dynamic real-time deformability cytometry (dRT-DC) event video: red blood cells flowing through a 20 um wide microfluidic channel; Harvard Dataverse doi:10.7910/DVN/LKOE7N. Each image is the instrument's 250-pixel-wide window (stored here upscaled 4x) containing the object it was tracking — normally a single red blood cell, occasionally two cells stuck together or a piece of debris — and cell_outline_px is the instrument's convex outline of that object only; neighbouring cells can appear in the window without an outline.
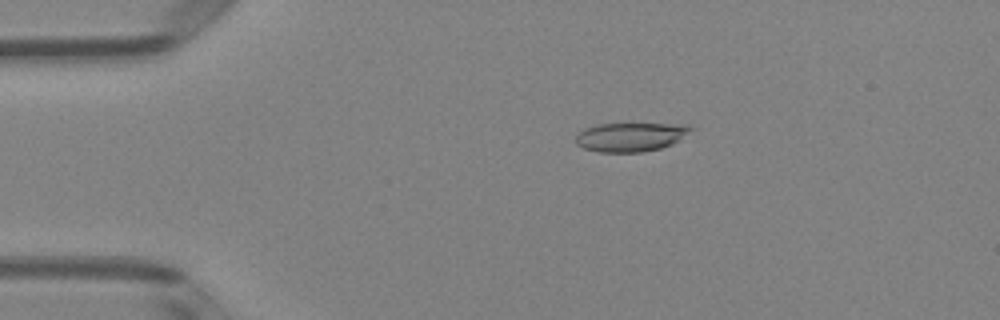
{"species": "Egyptian fruit bat (a non-hibernating species)", "species_latin": "Rousettus aegyptiacus", "temperature_condition": "room temperature", "stored_images_in_passage": 51, "camera_frame_rate_fps": 3000, "um_per_image_px": 0.085, "animal": {"sex": "female"}, "frame": {"image": 1, "passage_image": 10, "time_ms": 3.0, "image_size_px": [1000, 320], "cell_outline_px": [[692, 128], [672, 144], [660, 148], [644, 152], [600, 152], [584, 148], [576, 144], [576, 136], [584, 128], [596, 124], [688, 124]], "centroid_in_image_um": [53.55, 11.64], "position_along_channel_um": 31.5, "area_um2": 19.13}}
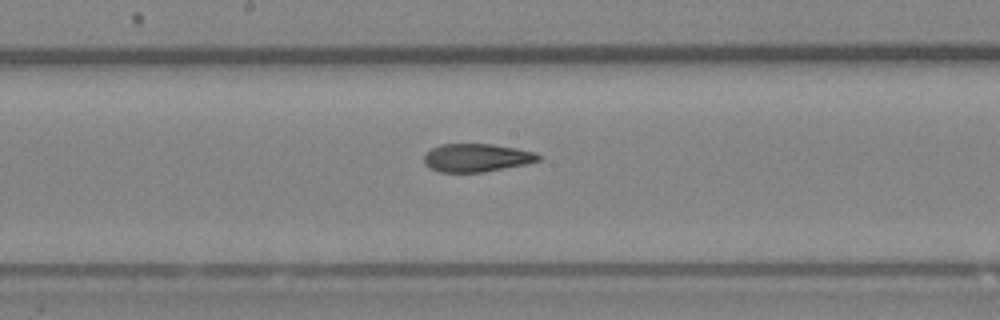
{"frame": {"image": 2, "passage_image": 27, "time_ms": 8.667, "image_size_px": [1000, 320], "cell_outline_px": [[544, 156], [540, 160], [528, 164], [484, 172], [440, 172], [428, 168], [424, 164], [424, 156], [432, 148], [440, 144], [492, 144], [516, 148], [536, 152]], "centroid_in_image_um": [40.55, 13.41], "position_along_channel_um": 207.6, "area_um2": 19.02}}
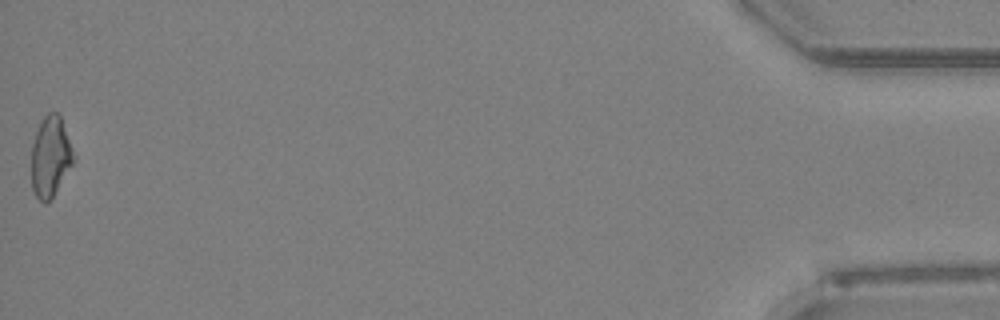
{"frame": {"image": 3, "passage_image": 51, "time_ms": 16.667, "image_size_px": [1000, 320], "cell_outline_px": [[76, 160], [52, 200], [44, 204], [36, 196], [32, 188], [32, 144], [40, 120], [48, 112], [60, 112], [76, 156]], "centroid_in_image_um": [4.33, 13.31], "position_along_channel_um": 430.9, "area_um2": 20.46}, "authors_computed_cell_mechanics": {"area_um2": 19.8832, "velocity_mm_per_s": 3.9947, "shape_relaxation_time_tau1_ms": null, "shape_relaxation_time_tau2_ms": 2.9351, "deformation_change_tau1": null, "deformation_change_tau2": 0.1116}}